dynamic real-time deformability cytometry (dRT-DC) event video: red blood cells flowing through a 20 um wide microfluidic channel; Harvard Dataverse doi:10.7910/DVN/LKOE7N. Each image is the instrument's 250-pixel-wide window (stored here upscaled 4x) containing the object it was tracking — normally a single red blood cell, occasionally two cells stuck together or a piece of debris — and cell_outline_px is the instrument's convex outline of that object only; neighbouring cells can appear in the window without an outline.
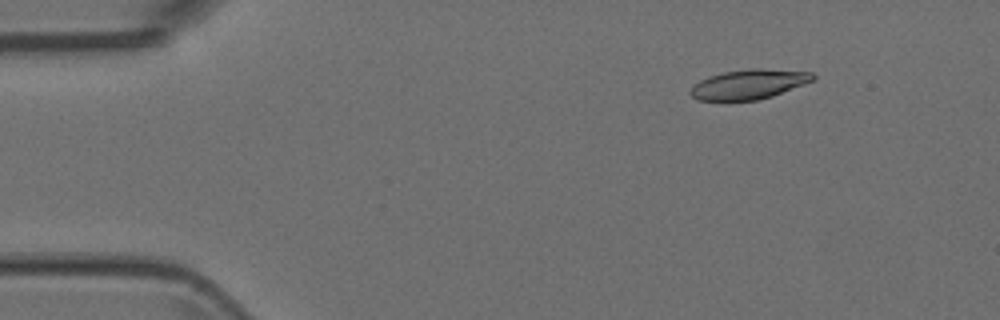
{"species": "Egyptian fruit bat (a non-hibernating species)", "species_latin": "Rousettus aegyptiacus", "temperature_condition": "room temperature", "stored_images_in_passage": 5, "segment_of_instrument_passage": [2, 2], "camera_frame_rate_fps": 3000, "um_per_image_px": 0.085, "animal": {"sex": "female"}, "frame": {"image": 1, "passage_image": 5, "time_ms": 1.333, "image_size_px": [1000, 320], "cell_outline_px": [[816, 80], [772, 96], [756, 100], [696, 100], [688, 92], [700, 80], [708, 76], [724, 72], [752, 68], [760, 68], [812, 72], [816, 76]], "centroid_in_image_um": [63.69, 7.15], "position_along_channel_um": 21.3, "area_um2": 21.15}}